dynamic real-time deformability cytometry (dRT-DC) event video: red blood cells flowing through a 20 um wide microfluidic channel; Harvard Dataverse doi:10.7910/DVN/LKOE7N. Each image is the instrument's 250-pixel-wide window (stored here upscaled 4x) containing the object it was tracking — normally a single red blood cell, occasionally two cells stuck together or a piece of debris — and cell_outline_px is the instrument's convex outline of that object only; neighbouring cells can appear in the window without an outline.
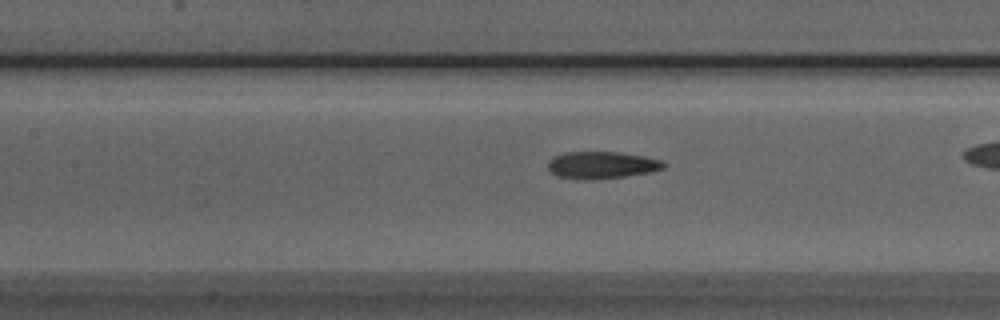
{"species": "Egyptian fruit bat (a non-hibernating species)", "species_latin": "Rousettus aegyptiacus", "temperature_condition": "room temperature", "stored_images_in_passage": 40, "camera_frame_rate_fps": 3000, "um_per_image_px": 0.085, "animal": {"sex": "male"}, "frame": {"image": 1, "passage_image": 23, "time_ms": 7.333, "image_size_px": [1000, 320], "cell_outline_px": [[664, 168], [652, 172], [624, 176], [592, 180], [576, 180], [556, 176], [548, 168], [548, 160], [552, 156], [564, 152], [620, 152], [644, 156], [660, 160], [664, 164]], "centroid_in_image_um": [51.08, 14.03], "position_along_channel_um": 156.3, "area_um2": 18.5}}